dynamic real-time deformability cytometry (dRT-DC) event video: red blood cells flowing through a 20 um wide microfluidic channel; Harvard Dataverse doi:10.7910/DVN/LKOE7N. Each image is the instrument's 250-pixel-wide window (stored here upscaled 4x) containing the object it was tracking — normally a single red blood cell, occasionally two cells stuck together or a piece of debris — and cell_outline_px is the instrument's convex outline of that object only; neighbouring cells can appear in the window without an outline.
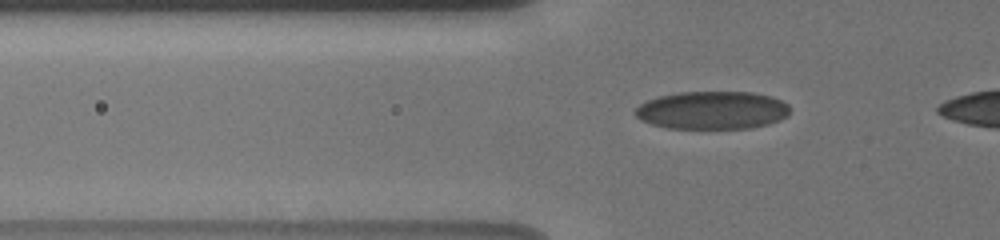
{"species": "human", "species_latin": "Homo sapiens", "temperature_condition": "cold", "stored_images_in_passage": 40, "camera_frame_rate_fps": 3000, "um_per_image_px": 0.085, "donor": {"sex": "male"}, "frame": {"image": 1, "passage_image": 4, "time_ms": 1.0, "image_size_px": [1000, 240], "cell_outline_px": [[788, 116], [780, 120], [768, 124], [748, 128], [668, 128], [652, 124], [640, 120], [636, 116], [636, 108], [640, 104], [656, 96], [680, 92], [752, 92], [772, 96], [788, 104]], "centroid_in_image_um": [60.54, 9.36], "position_along_channel_um": 65.3, "area_um2": 34.22}}
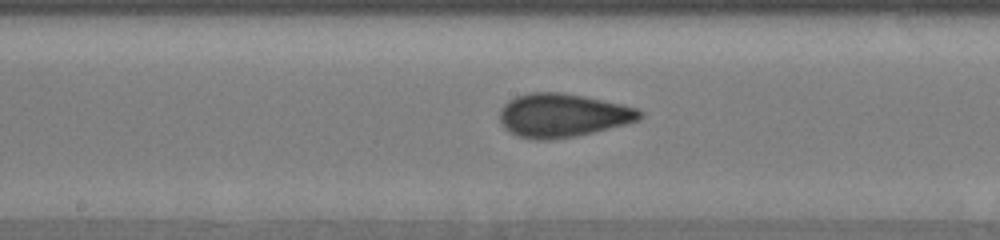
{"frame": {"image": 2, "passage_image": 18, "time_ms": 4.667, "image_size_px": [1000, 240], "cell_outline_px": [[644, 116], [640, 120], [576, 136], [548, 140], [536, 140], [520, 136], [504, 128], [500, 120], [500, 108], [508, 100], [516, 96], [528, 92], [560, 92], [584, 96], [624, 104], [640, 108], [644, 112]], "centroid_in_image_um": [47.86, 9.79], "position_along_channel_um": 200.3, "area_um2": 35.72}}
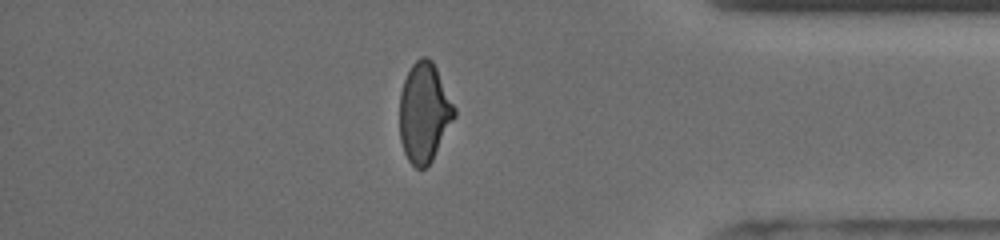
{"frame": {"image": 3, "passage_image": 38, "time_ms": 10.333, "image_size_px": [1000, 240], "cell_outline_px": [[456, 116], [432, 160], [424, 168], [416, 168], [408, 160], [404, 152], [400, 140], [400, 92], [404, 80], [412, 64], [420, 56], [428, 56], [432, 60], [456, 108]], "centroid_in_image_um": [36.06, 9.55], "position_along_channel_um": 399.1, "area_um2": 31.73}}